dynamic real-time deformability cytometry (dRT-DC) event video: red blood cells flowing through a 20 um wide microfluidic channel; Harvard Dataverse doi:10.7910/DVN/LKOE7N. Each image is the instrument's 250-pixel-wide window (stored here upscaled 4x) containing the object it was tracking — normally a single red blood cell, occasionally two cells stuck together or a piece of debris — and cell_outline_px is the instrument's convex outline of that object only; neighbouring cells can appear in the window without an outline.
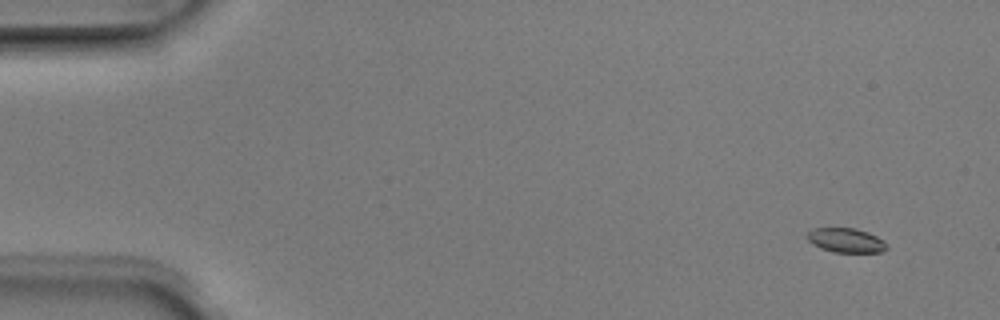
{"species": "Egyptian fruit bat (a non-hibernating species)", "species_latin": "Rousettus aegyptiacus", "temperature_condition": "room temperature", "stored_images_in_passage": 6, "camera_frame_rate_fps": 3000, "um_per_image_px": 0.085, "animal": {"sex": "male"}, "frame": {"image": 1, "passage_image": 2, "time_ms": 0.333, "image_size_px": [1000, 320], "cell_outline_px": [[888, 248], [880, 252], [832, 252], [820, 248], [812, 244], [804, 236], [812, 228], [856, 228], [868, 232], [884, 240], [888, 244]], "centroid_in_image_um": [71.89, 20.42], "position_along_channel_um": 13.1, "area_um2": 11.5}}